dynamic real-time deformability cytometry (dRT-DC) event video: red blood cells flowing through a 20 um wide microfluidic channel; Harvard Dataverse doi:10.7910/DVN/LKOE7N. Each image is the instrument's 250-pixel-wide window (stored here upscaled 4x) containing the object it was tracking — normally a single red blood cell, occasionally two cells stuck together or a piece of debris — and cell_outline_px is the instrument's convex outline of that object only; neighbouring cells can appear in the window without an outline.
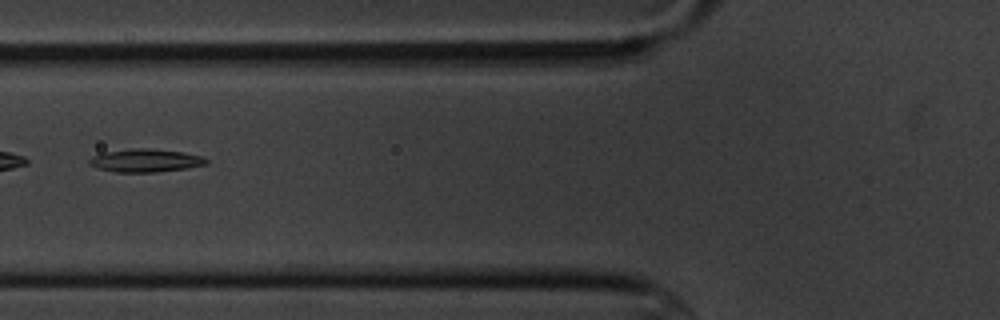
{"species": "common noctule bat (a hibernating species)", "species_latin": "Nyctalus noctula", "temperature_condition": "cold", "stored_images_in_passage": 16, "camera_frame_rate_fps": 3000, "um_per_image_px": 0.085, "animal": {"sex": "male", "body_mass_g": 20.1, "forearm_length_mm": 53.5}, "frame": {"image": 1, "passage_image": 6, "time_ms": 6.667, "image_size_px": [1000, 320], "cell_outline_px": [[208, 164], [188, 168], [156, 172], [116, 172], [96, 168], [88, 164], [88, 160], [92, 156], [104, 152], [132, 148], [148, 148], [184, 152], [204, 156], [208, 160]], "centroid_in_image_um": [12.38, 13.64], "position_along_channel_um": 113.4, "area_um2": 15.95}}
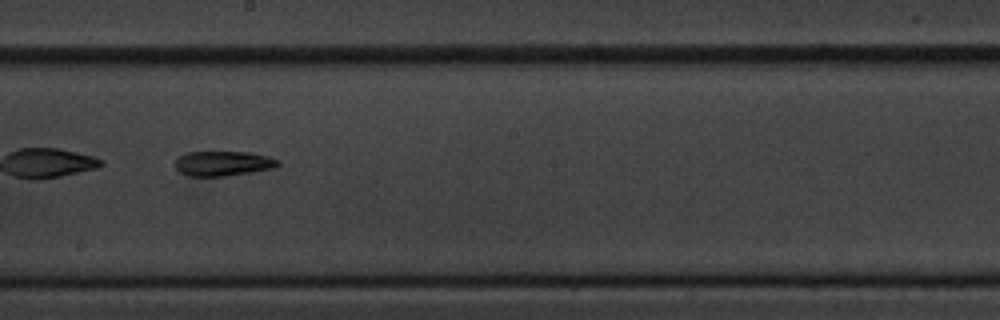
{"frame": {"image": 2, "passage_image": 9, "time_ms": 10.0, "image_size_px": [1000, 320], "cell_outline_px": [[280, 164], [276, 168], [252, 172], [224, 176], [188, 176], [180, 172], [176, 168], [176, 160], [180, 156], [188, 152], [248, 152], [268, 156], [280, 160]], "centroid_in_image_um": [19.01, 13.9], "position_along_channel_um": 229.2, "area_um2": 14.91}}
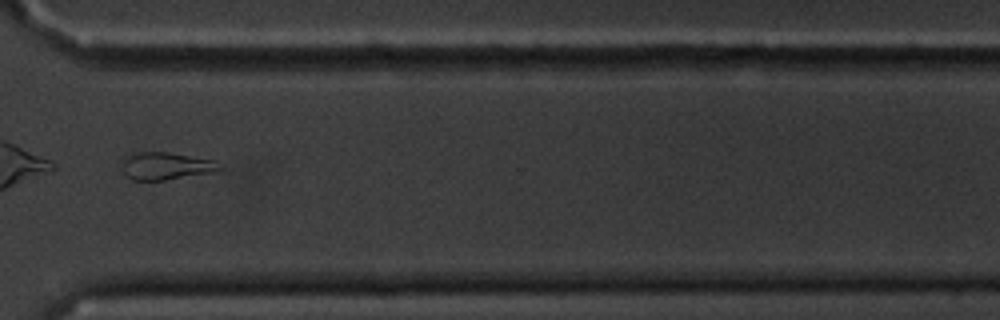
{"frame": {"image": 3, "passage_image": 12, "time_ms": 13.667, "image_size_px": [1000, 320], "cell_outline_px": [[224, 168], [212, 172], [164, 180], [132, 180], [124, 172], [124, 156], [136, 152], [168, 152], [216, 160], [224, 164]], "centroid_in_image_um": [14.18, 14.09], "position_along_channel_um": 356.4, "area_um2": 15.61}}